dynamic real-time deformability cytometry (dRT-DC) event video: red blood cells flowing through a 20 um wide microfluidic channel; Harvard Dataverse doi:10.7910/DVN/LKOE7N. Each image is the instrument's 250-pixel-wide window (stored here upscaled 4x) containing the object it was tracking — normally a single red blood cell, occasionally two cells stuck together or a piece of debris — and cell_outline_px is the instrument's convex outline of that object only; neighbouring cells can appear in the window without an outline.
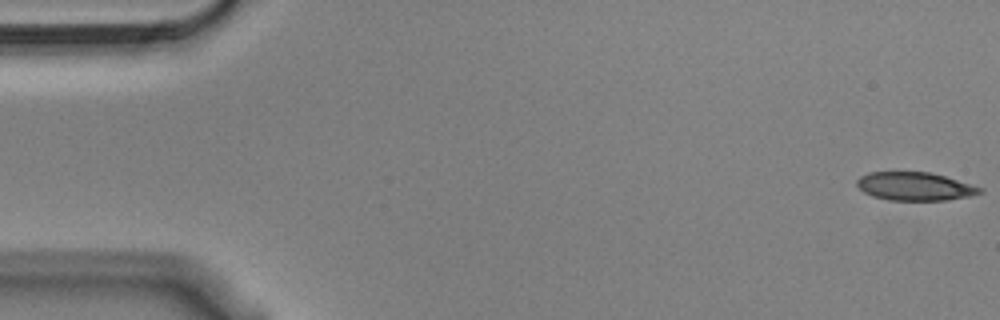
{"species": "Egyptian fruit bat (a non-hibernating species)", "species_latin": "Rousettus aegyptiacus", "temperature_condition": "cold", "stored_images_in_passage": 55, "camera_frame_rate_fps": 3000, "um_per_image_px": 0.085, "animal": {"sex": "male"}, "frame": {"image": 1, "passage_image": 1, "time_ms": 0.0, "image_size_px": [1000, 320], "cell_outline_px": [[984, 192], [972, 196], [948, 200], [888, 200], [872, 196], [864, 192], [856, 184], [856, 180], [860, 176], [868, 172], [928, 172], [944, 176], [984, 188]], "centroid_in_image_um": [77.78, 15.85], "position_along_channel_um": 7.2, "area_um2": 20.35}}
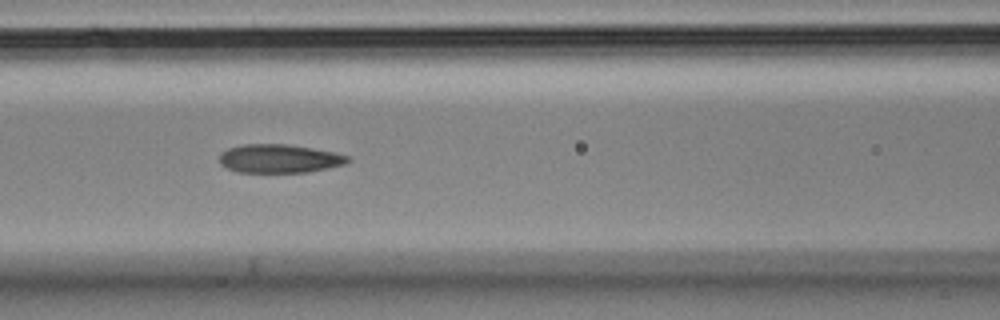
{"frame": {"image": 2, "passage_image": 23, "time_ms": 7.333, "image_size_px": [1000, 320], "cell_outline_px": [[352, 160], [344, 164], [328, 168], [308, 172], [236, 172], [220, 164], [220, 156], [228, 148], [244, 144], [288, 144], [312, 148], [332, 152], [348, 156]], "centroid_in_image_um": [23.75, 13.48], "position_along_channel_um": 142.8, "area_um2": 21.21}}
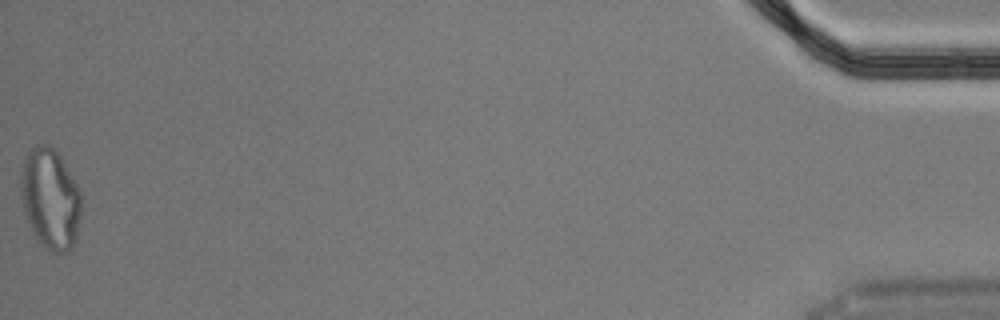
{"frame": {"image": 3, "passage_image": 55, "time_ms": 18.0, "image_size_px": [1000, 320], "cell_outline_px": [[80, 216], [76, 240], [72, 248], [68, 252], [52, 252], [40, 244], [32, 232], [24, 212], [20, 188], [20, 172], [24, 160], [28, 152], [36, 144], [48, 144], [60, 156], [76, 184], [80, 192]], "centroid_in_image_um": [4.26, 16.91], "position_along_channel_um": 430.9, "area_um2": 35.43}, "authors_computed_cell_mechanics": {"area_um2": 22.0218, "velocity_mm_per_s": 3.6325, "shape_relaxation_time_tau1_ms": 7.4082, "shape_relaxation_time_tau2_ms": 3.5776, "deformation_change_tau1": 0.2009, "deformation_change_tau2": 0.112}}